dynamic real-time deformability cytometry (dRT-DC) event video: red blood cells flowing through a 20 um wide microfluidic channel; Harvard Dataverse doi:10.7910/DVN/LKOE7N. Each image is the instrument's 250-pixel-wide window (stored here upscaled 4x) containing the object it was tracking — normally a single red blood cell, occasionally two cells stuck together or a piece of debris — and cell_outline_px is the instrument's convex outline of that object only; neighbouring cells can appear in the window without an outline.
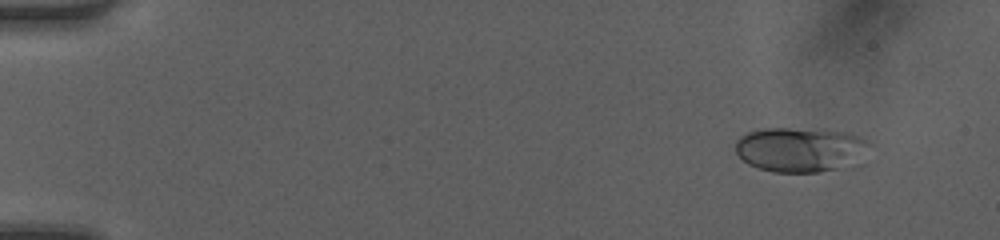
{"species": "human", "species_latin": "Homo sapiens", "temperature_condition": "room temperature", "stored_images_in_passage": 44, "camera_frame_rate_fps": 3000, "um_per_image_px": 0.085, "donor": {"sex": "female"}, "frame": {"image": 1, "passage_image": 3, "time_ms": 0.667, "image_size_px": [1000, 240], "cell_outline_px": [[872, 144], [860, 164], [820, 172], [772, 172], [748, 164], [736, 152], [736, 140], [740, 136], [748, 132], [764, 128], [820, 128], [852, 132], [868, 140]], "centroid_in_image_um": [68.14, 12.69], "position_along_channel_um": 16.9, "area_um2": 35.95}}
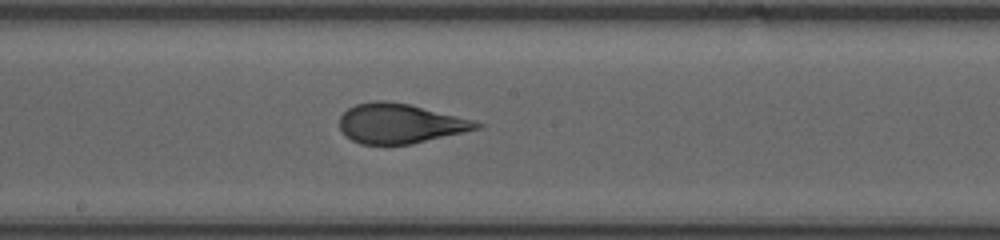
{"frame": {"image": 2, "passage_image": 26, "time_ms": 8.333, "image_size_px": [1000, 240], "cell_outline_px": [[484, 124], [480, 128], [464, 132], [412, 144], [360, 144], [352, 140], [340, 128], [340, 116], [348, 108], [356, 104], [372, 100], [388, 100], [408, 104], [472, 120]], "centroid_in_image_um": [33.98, 10.49], "position_along_channel_um": 214.2, "area_um2": 31.39}}
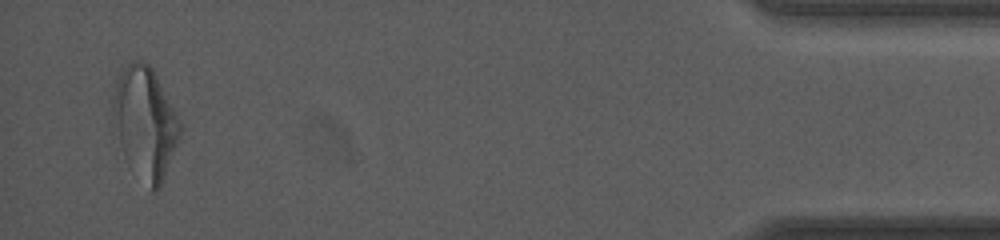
{"frame": {"image": 3, "passage_image": 44, "time_ms": 14.333, "image_size_px": [1000, 240], "cell_outline_px": [[184, 128], [160, 188], [152, 192], [124, 152], [120, 144], [112, 112], [112, 100], [116, 84], [124, 68], [128, 64], [136, 60], [148, 64], [152, 68], [184, 124]], "centroid_in_image_um": [12.41, 10.4], "position_along_channel_um": 422.8, "area_um2": 42.83}, "authors_computed_cell_mechanics": {"area_um2": 32.5125, "velocity_mm_per_s": 4.2058, "shape_relaxation_time_tau1_ms": 4.5874, "shape_relaxation_time_tau2_ms": 0.6879, "deformation_change_tau1": 0.1803, "deformation_change_tau2": 0.071}}